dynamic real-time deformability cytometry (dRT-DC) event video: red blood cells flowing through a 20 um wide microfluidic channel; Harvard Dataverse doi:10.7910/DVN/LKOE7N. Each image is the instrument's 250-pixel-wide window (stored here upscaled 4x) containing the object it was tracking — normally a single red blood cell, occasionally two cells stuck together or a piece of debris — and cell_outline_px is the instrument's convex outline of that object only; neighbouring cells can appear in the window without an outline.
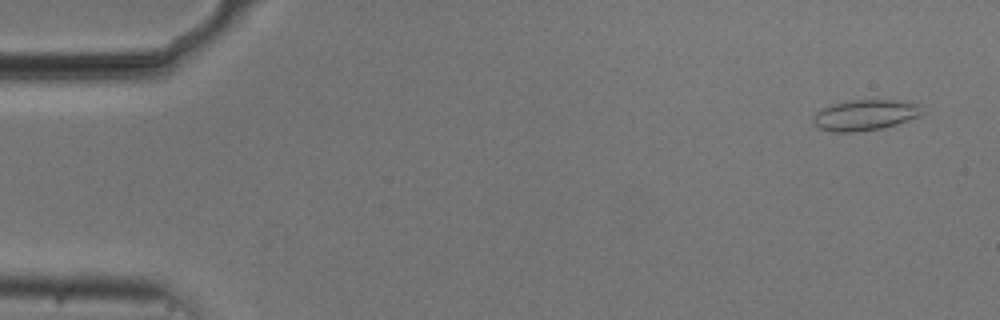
{"species": "common noctule bat (a hibernating species)", "species_latin": "Nyctalus noctula", "temperature_condition": "cold", "stored_images_in_passage": 54, "camera_frame_rate_fps": 3000, "um_per_image_px": 0.085, "animal": {"sex": "male", "body_mass_g": 20.5, "forearm_length_mm": 52.5}, "frame": {"image": 1, "passage_image": 3, "time_ms": 0.667, "image_size_px": [1000, 320], "cell_outline_px": [[924, 112], [916, 116], [896, 124], [884, 128], [856, 132], [836, 132], [820, 128], [812, 120], [812, 116], [816, 112], [832, 104], [852, 100], [896, 100], [920, 104]], "centroid_in_image_um": [73.53, 9.78], "position_along_channel_um": 11.5, "area_um2": 19.31}}
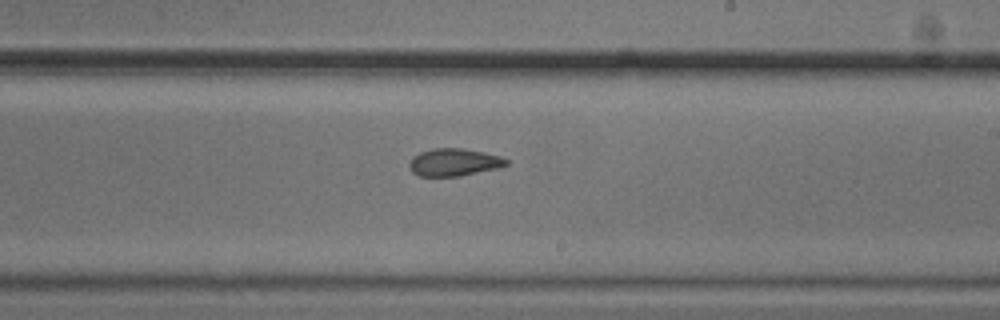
{"frame": {"image": 2, "passage_image": 32, "time_ms": 10.333, "image_size_px": [1000, 320], "cell_outline_px": [[508, 164], [496, 168], [460, 176], [420, 176], [412, 172], [408, 164], [412, 156], [420, 152], [432, 148], [464, 148], [484, 152], [500, 156], [508, 160]], "centroid_in_image_um": [38.56, 13.78], "position_along_channel_um": 250.4, "area_um2": 15.55}}
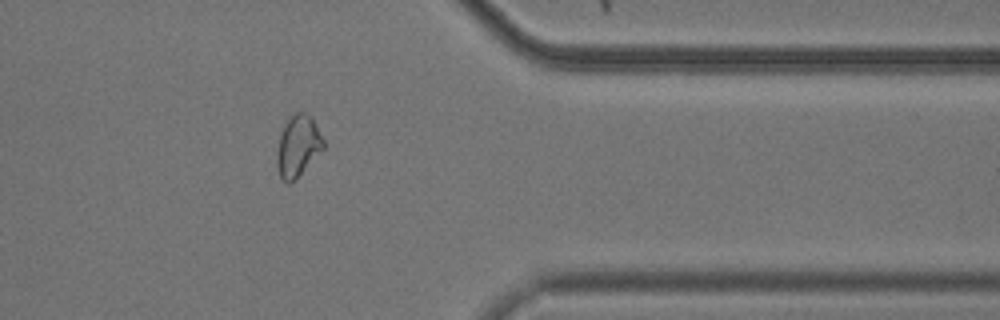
{"frame": {"image": 3, "passage_image": 44, "time_ms": 14.333, "image_size_px": [1000, 320], "cell_outline_px": [[324, 148], [296, 180], [288, 184], [280, 176], [276, 164], [276, 152], [280, 132], [288, 116], [296, 112], [304, 112], [312, 116], [324, 140]], "centroid_in_image_um": [25.31, 12.39], "position_along_channel_um": 386.1, "area_um2": 16.99}, "authors_computed_cell_mechanics": {"area_um2": 17.3689, "velocity_mm_per_s": 3.7347, "shape_relaxation_time_tau1_ms": null, "shape_relaxation_time_tau2_ms": 2.9428, "deformation_change_tau1": null, "deformation_change_tau2": 0.0841}}